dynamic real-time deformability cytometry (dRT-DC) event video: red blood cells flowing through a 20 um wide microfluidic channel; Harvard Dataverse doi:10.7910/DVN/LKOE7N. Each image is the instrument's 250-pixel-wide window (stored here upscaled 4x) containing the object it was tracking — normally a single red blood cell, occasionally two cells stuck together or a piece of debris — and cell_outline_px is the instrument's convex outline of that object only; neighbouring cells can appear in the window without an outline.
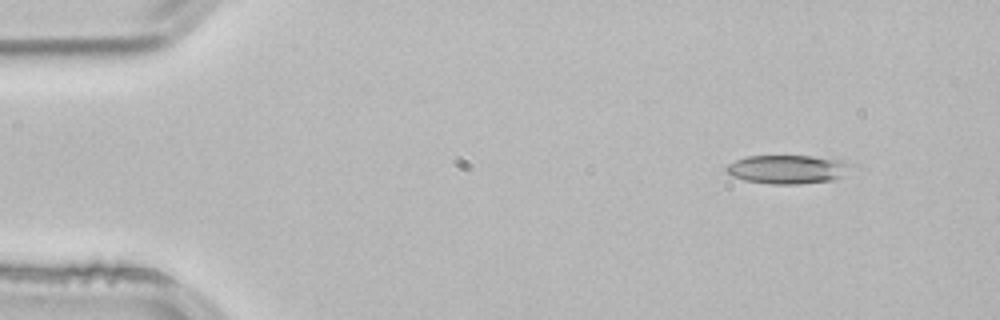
{"species": "common noctule bat (a hibernating species)", "species_latin": "Nyctalus noctula", "temperature_condition": "room temperature", "stored_images_in_passage": 3, "camera_frame_rate_fps": 3000, "um_per_image_px": 0.085, "animal": {"sex": "male", "body_mass_g": 21.5, "forearm_length_mm": 52.0}, "frame": {"image": 1, "passage_image": 1, "time_ms": 0.0, "image_size_px": [1000, 320], "cell_outline_px": [[860, 168], [836, 180], [800, 184], [772, 184], [744, 180], [732, 176], [724, 168], [728, 164], [736, 160], [748, 156], [812, 156], [844, 160], [856, 164]], "centroid_in_image_um": [67.13, 14.39], "position_along_channel_um": 17.9, "area_um2": 21.56}}
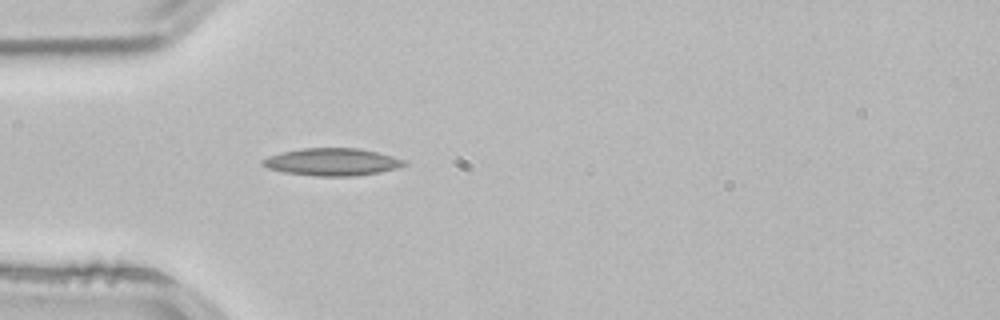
{"frame": {"image": 2, "passage_image": 3, "time_ms": 0.667, "image_size_px": [1000, 320], "cell_outline_px": [[408, 164], [396, 168], [380, 172], [356, 176], [316, 176], [284, 172], [268, 168], [260, 164], [260, 160], [268, 156], [300, 148], [360, 148], [408, 160]], "centroid_in_image_um": [28.24, 13.76], "position_along_channel_um": 56.8, "area_um2": 22.72}}